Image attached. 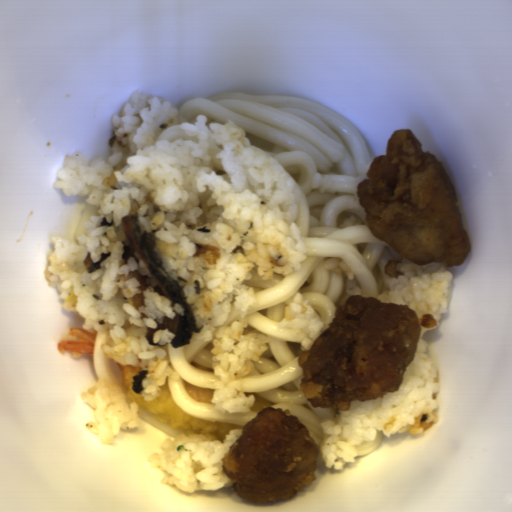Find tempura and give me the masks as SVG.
<instances>
[{
  "label": "tempura",
  "instance_id": "3",
  "mask_svg": "<svg viewBox=\"0 0 512 512\" xmlns=\"http://www.w3.org/2000/svg\"><path fill=\"white\" fill-rule=\"evenodd\" d=\"M183 386L189 396L193 397L196 400L213 404L214 389L200 388L189 382H184Z\"/></svg>",
  "mask_w": 512,
  "mask_h": 512
},
{
  "label": "tempura",
  "instance_id": "4",
  "mask_svg": "<svg viewBox=\"0 0 512 512\" xmlns=\"http://www.w3.org/2000/svg\"><path fill=\"white\" fill-rule=\"evenodd\" d=\"M244 395L253 396L254 405L250 411H254V412H258V413L260 410L265 409L266 407H271L274 402V401L266 398L265 396L254 393V392H246Z\"/></svg>",
  "mask_w": 512,
  "mask_h": 512
},
{
  "label": "tempura",
  "instance_id": "1",
  "mask_svg": "<svg viewBox=\"0 0 512 512\" xmlns=\"http://www.w3.org/2000/svg\"><path fill=\"white\" fill-rule=\"evenodd\" d=\"M122 376L126 399L139 403V410H142L158 421L170 423L185 433L203 434L211 439L221 440L235 429H242L241 423H228L218 419L195 418L185 413L172 398L168 379L157 392L155 400H145L139 394H134L132 389L133 378L143 371L140 367L118 363Z\"/></svg>",
  "mask_w": 512,
  "mask_h": 512
},
{
  "label": "tempura",
  "instance_id": "2",
  "mask_svg": "<svg viewBox=\"0 0 512 512\" xmlns=\"http://www.w3.org/2000/svg\"><path fill=\"white\" fill-rule=\"evenodd\" d=\"M99 330L84 329L82 326H73L62 336L57 343L59 354H67L73 359L82 354H92L94 341Z\"/></svg>",
  "mask_w": 512,
  "mask_h": 512
}]
</instances>
